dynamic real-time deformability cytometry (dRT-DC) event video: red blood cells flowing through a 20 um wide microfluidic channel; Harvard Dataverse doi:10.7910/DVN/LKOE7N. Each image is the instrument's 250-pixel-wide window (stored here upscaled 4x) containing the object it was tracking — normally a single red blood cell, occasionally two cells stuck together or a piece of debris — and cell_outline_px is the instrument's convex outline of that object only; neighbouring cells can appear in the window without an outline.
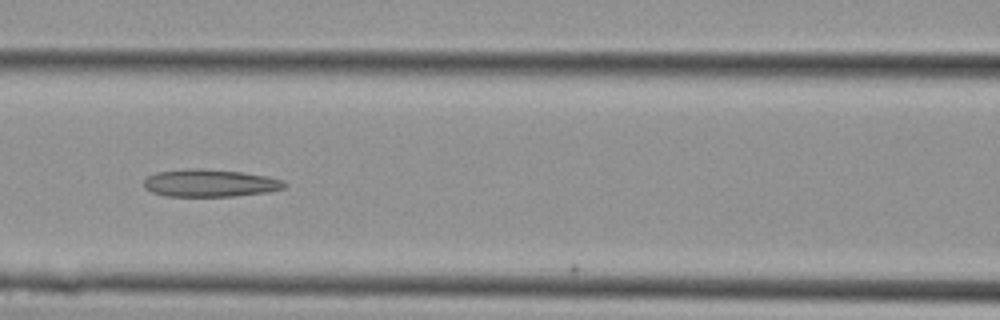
{"species": "Egyptian fruit bat (a non-hibernating species)", "species_latin": "Rousettus aegyptiacus", "temperature_condition": "cold", "stored_images_in_passage": 10, "camera_frame_rate_fps": 3000, "um_per_image_px": 0.085, "animal": {"sex": "female"}, "frame": {"image": 1, "passage_image": 9, "time_ms": 2.667, "image_size_px": [1000, 320], "cell_outline_px": [[288, 184], [284, 188], [268, 192], [236, 196], [168, 196], [152, 192], [144, 188], [144, 180], [148, 176], [156, 172], [188, 168], [200, 168], [244, 172], [268, 176], [280, 180]], "centroid_in_image_um": [17.85, 15.55], "position_along_channel_um": 148.8, "area_um2": 22.66}}